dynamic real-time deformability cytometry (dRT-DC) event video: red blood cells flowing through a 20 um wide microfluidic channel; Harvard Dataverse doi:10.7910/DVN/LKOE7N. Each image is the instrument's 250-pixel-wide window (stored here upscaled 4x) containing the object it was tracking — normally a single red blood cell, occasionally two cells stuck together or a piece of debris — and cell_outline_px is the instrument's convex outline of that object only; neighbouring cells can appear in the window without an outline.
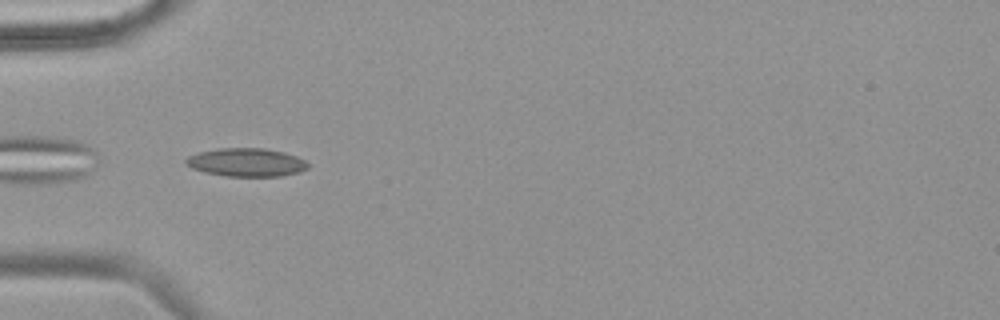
{"species": "common noctule bat (a hibernating species)", "species_latin": "Nyctalus noctula", "temperature_condition": "warm", "stored_images_in_passage": 36, "camera_frame_rate_fps": 3000, "um_per_image_px": 0.085, "animal": {"sex": "female", "body_mass_g": 18.4}, "frame": {"image": 1, "passage_image": 1, "time_ms": 0.0, "image_size_px": [1000, 320], "cell_outline_px": [[308, 168], [300, 172], [280, 176], [224, 176], [204, 172], [192, 168], [184, 164], [184, 160], [188, 156], [200, 152], [220, 148], [264, 148], [284, 152], [296, 156], [304, 160], [308, 164]], "centroid_in_image_um": [20.92, 13.8], "position_along_channel_um": 64.1, "area_um2": 20.17}}
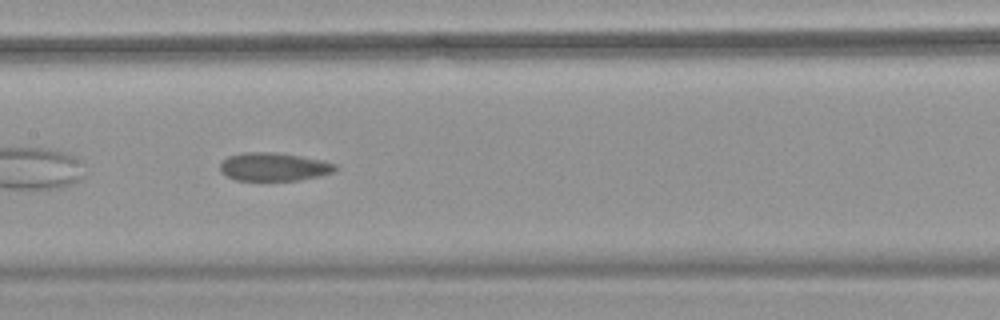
{"frame": {"image": 2, "passage_image": 11, "time_ms": 3.333, "image_size_px": [1000, 320], "cell_outline_px": [[340, 168], [336, 172], [320, 176], [300, 180], [236, 180], [220, 172], [220, 164], [228, 156], [244, 152], [276, 152], [324, 160], [336, 164]], "centroid_in_image_um": [23.34, 14.17], "position_along_channel_um": 184.1, "area_um2": 19.19}}
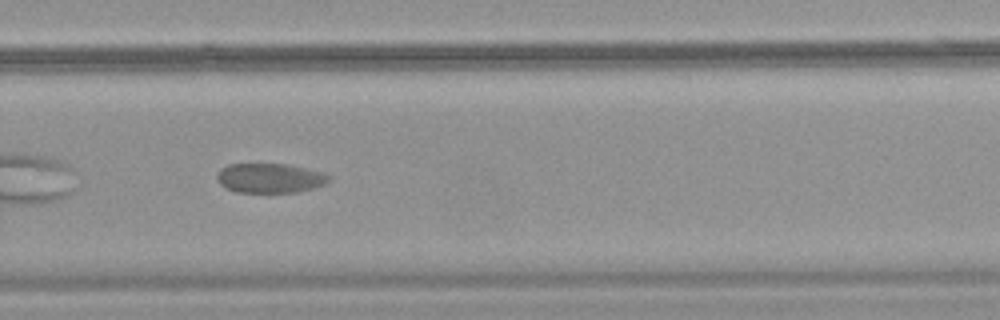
{"frame": {"image": 3, "passage_image": 21, "time_ms": 6.667, "image_size_px": [1000, 320], "cell_outline_px": [[332, 180], [324, 184], [312, 188], [296, 192], [236, 192], [224, 188], [220, 184], [216, 176], [220, 168], [228, 164], [288, 164], [320, 172], [332, 176]], "centroid_in_image_um": [22.92, 15.14], "position_along_channel_um": 306.9, "area_um2": 19.31}, "authors_computed_cell_mechanics": {"area_um2": 19.9988, "velocity_mm_per_s": 3.6913, "shape_relaxation_time_tau1_ms": 6.2065, "shape_relaxation_time_tau2_ms": 0.8743, "deformation_change_tau1": 0.1023, "deformation_change_tau2": 0.0454}}